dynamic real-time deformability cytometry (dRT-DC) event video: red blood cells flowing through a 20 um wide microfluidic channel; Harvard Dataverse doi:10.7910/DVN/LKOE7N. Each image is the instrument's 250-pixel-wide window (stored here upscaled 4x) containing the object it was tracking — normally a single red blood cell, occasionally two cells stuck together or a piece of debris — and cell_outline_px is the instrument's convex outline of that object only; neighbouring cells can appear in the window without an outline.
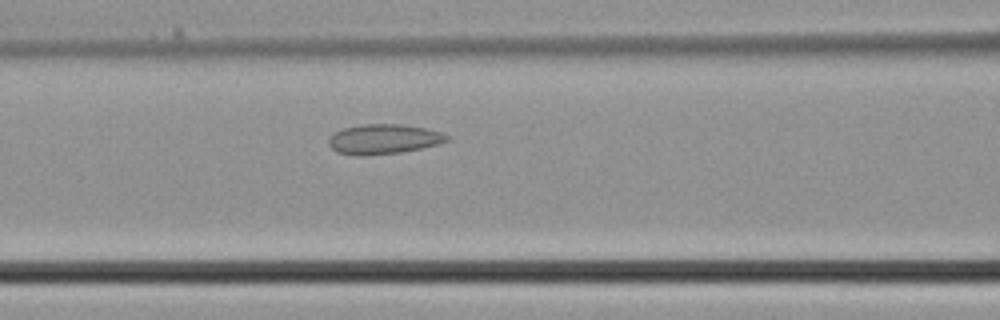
{"species": "common noctule bat (a hibernating species)", "species_latin": "Nyctalus noctula", "temperature_condition": "cold", "stored_images_in_passage": 12, "camera_frame_rate_fps": 3000, "um_per_image_px": 0.085, "animal": {"sex": "male", "body_mass_g": 21.5, "forearm_length_mm": 52.0}, "frame": {"image": 1, "passage_image": 9, "time_ms": 2.667, "image_size_px": [1000, 320], "cell_outline_px": [[452, 140], [440, 144], [400, 152], [364, 156], [360, 156], [336, 152], [328, 144], [328, 140], [332, 132], [344, 128], [364, 124], [400, 124], [424, 128], [440, 132], [448, 136]], "centroid_in_image_um": [32.59, 11.83], "position_along_channel_um": 134.0, "area_um2": 20.63}}
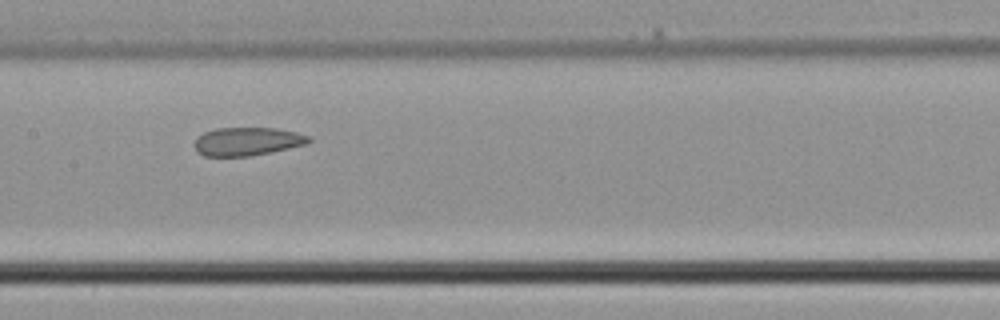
{"frame": {"image": 2, "passage_image": 12, "time_ms": 3.667, "image_size_px": [1000, 320], "cell_outline_px": [[312, 140], [308, 144], [272, 152], [252, 156], [204, 156], [196, 152], [192, 144], [196, 136], [204, 132], [216, 128], [276, 128], [296, 132], [312, 136]], "centroid_in_image_um": [21.0, 12.02], "position_along_channel_um": 186.4, "area_um2": 19.31}}